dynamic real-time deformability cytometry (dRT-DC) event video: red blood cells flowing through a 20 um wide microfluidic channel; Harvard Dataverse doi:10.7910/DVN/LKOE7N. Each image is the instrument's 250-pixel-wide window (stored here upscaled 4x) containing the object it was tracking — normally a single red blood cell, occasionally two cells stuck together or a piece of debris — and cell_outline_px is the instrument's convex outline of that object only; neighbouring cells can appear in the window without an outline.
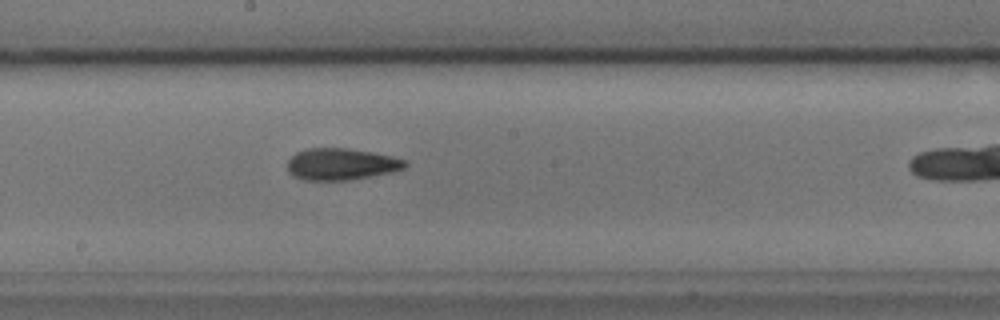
{"species": "common noctule bat (a hibernating species)", "species_latin": "Nyctalus noctula", "temperature_condition": "cold", "stored_images_in_passage": 37, "camera_frame_rate_fps": 3000, "um_per_image_px": 0.085, "animal": {"sex": "male", "body_mass_g": 17.9, "forearm_length_mm": 54.2}, "frame": {"image": 1, "passage_image": 22, "time_ms": 7.0, "image_size_px": [1000, 320], "cell_outline_px": [[408, 164], [404, 168], [392, 172], [352, 180], [304, 180], [292, 176], [288, 172], [288, 160], [296, 152], [308, 148], [344, 148], [372, 152], [392, 156], [408, 160]], "centroid_in_image_um": [29.01, 13.96], "position_along_channel_um": 219.2, "area_um2": 21.91}}